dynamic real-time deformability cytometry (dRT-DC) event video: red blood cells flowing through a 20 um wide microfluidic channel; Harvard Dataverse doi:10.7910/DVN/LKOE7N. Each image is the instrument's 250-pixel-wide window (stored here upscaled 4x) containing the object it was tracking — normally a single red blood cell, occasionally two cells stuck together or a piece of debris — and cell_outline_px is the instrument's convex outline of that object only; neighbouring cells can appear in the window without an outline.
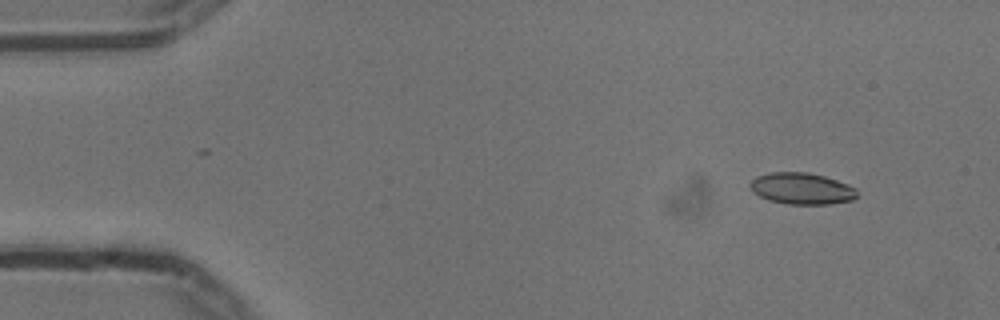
{"species": "common noctule bat (a hibernating species)", "species_latin": "Nyctalus noctula", "temperature_condition": "cold", "stored_images_in_passage": 50, "camera_frame_rate_fps": 3000, "um_per_image_px": 0.085, "animal": {"sex": "male", "body_mass_g": 13.3}, "frame": {"image": 1, "passage_image": 1, "time_ms": 0.0, "image_size_px": [1000, 320], "cell_outline_px": [[856, 196], [852, 200], [828, 204], [788, 204], [768, 200], [752, 192], [748, 184], [756, 176], [768, 172], [808, 172], [824, 176], [848, 184], [856, 188]], "centroid_in_image_um": [68.1, 16.02], "position_along_channel_um": 16.9, "area_um2": 19.71}}
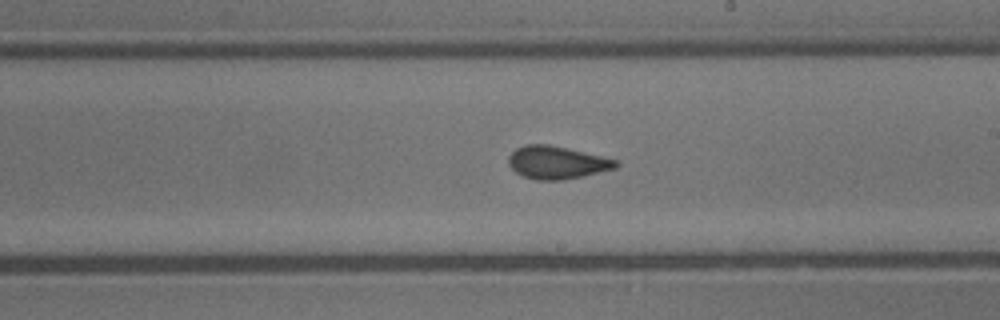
{"frame": {"image": 2, "passage_image": 27, "time_ms": 8.667, "image_size_px": [1000, 320], "cell_outline_px": [[620, 164], [616, 168], [584, 176], [564, 180], [536, 180], [524, 176], [516, 172], [508, 164], [508, 156], [516, 148], [524, 144], [548, 144], [620, 160]], "centroid_in_image_um": [47.35, 13.81], "position_along_channel_um": 241.6, "area_um2": 20.63}}
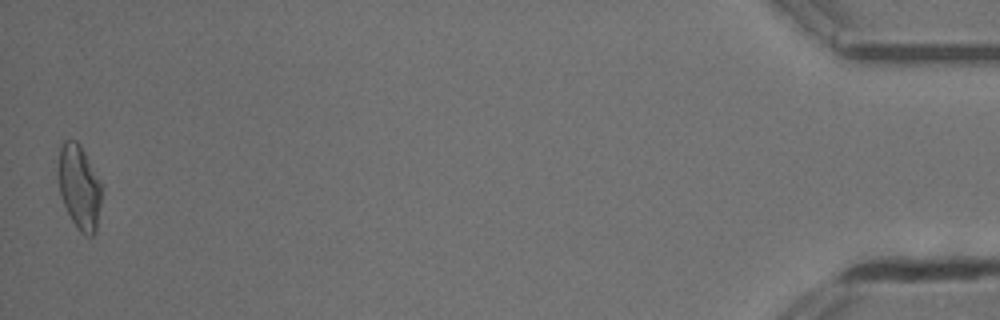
{"frame": {"image": 3, "passage_image": 50, "time_ms": 16.333, "image_size_px": [1000, 320], "cell_outline_px": [[104, 184], [96, 232], [92, 236], [84, 236], [76, 228], [60, 196], [56, 176], [56, 172], [60, 148], [64, 140], [76, 140], [80, 144]], "centroid_in_image_um": [6.75, 15.89], "position_along_channel_um": 428.5, "area_um2": 22.25}, "authors_computed_cell_mechanics": {"area_um2": 20.0566, "velocity_mm_per_s": 3.7385, "shape_relaxation_time_tau1_ms": 6.709, "shape_relaxation_time_tau2_ms": 1.75, "deformation_change_tau1": 0.1538, "deformation_change_tau2": 0.0523}}